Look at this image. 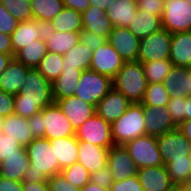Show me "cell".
<instances>
[{"mask_svg":"<svg viewBox=\"0 0 191 191\" xmlns=\"http://www.w3.org/2000/svg\"><path fill=\"white\" fill-rule=\"evenodd\" d=\"M177 128L191 142V119L185 120Z\"/></svg>","mask_w":191,"mask_h":191,"instance_id":"obj_58","label":"cell"},{"mask_svg":"<svg viewBox=\"0 0 191 191\" xmlns=\"http://www.w3.org/2000/svg\"><path fill=\"white\" fill-rule=\"evenodd\" d=\"M43 127L44 138L48 140L75 135L71 122L56 102L43 108Z\"/></svg>","mask_w":191,"mask_h":191,"instance_id":"obj_11","label":"cell"},{"mask_svg":"<svg viewBox=\"0 0 191 191\" xmlns=\"http://www.w3.org/2000/svg\"><path fill=\"white\" fill-rule=\"evenodd\" d=\"M21 145L16 139H13L12 136L8 134H0V161L5 158L16 154V149H19Z\"/></svg>","mask_w":191,"mask_h":191,"instance_id":"obj_44","label":"cell"},{"mask_svg":"<svg viewBox=\"0 0 191 191\" xmlns=\"http://www.w3.org/2000/svg\"><path fill=\"white\" fill-rule=\"evenodd\" d=\"M23 191H49L47 181L41 182H22Z\"/></svg>","mask_w":191,"mask_h":191,"instance_id":"obj_56","label":"cell"},{"mask_svg":"<svg viewBox=\"0 0 191 191\" xmlns=\"http://www.w3.org/2000/svg\"><path fill=\"white\" fill-rule=\"evenodd\" d=\"M51 22L56 32H81L83 30L82 13L70 8L64 7Z\"/></svg>","mask_w":191,"mask_h":191,"instance_id":"obj_32","label":"cell"},{"mask_svg":"<svg viewBox=\"0 0 191 191\" xmlns=\"http://www.w3.org/2000/svg\"><path fill=\"white\" fill-rule=\"evenodd\" d=\"M148 82L141 62H124L113 78V88L122 93L131 103H141Z\"/></svg>","mask_w":191,"mask_h":191,"instance_id":"obj_3","label":"cell"},{"mask_svg":"<svg viewBox=\"0 0 191 191\" xmlns=\"http://www.w3.org/2000/svg\"><path fill=\"white\" fill-rule=\"evenodd\" d=\"M185 101L186 97H170L167 109L176 126L185 121Z\"/></svg>","mask_w":191,"mask_h":191,"instance_id":"obj_42","label":"cell"},{"mask_svg":"<svg viewBox=\"0 0 191 191\" xmlns=\"http://www.w3.org/2000/svg\"><path fill=\"white\" fill-rule=\"evenodd\" d=\"M164 84L171 97L190 96V68L173 66Z\"/></svg>","mask_w":191,"mask_h":191,"instance_id":"obj_25","label":"cell"},{"mask_svg":"<svg viewBox=\"0 0 191 191\" xmlns=\"http://www.w3.org/2000/svg\"><path fill=\"white\" fill-rule=\"evenodd\" d=\"M144 74L149 83H164L166 76L169 74L170 69L173 67L169 59L160 61H149L142 63Z\"/></svg>","mask_w":191,"mask_h":191,"instance_id":"obj_38","label":"cell"},{"mask_svg":"<svg viewBox=\"0 0 191 191\" xmlns=\"http://www.w3.org/2000/svg\"><path fill=\"white\" fill-rule=\"evenodd\" d=\"M90 182L101 187L110 189L112 183L114 182L112 173L108 165L102 167L101 169L90 173Z\"/></svg>","mask_w":191,"mask_h":191,"instance_id":"obj_43","label":"cell"},{"mask_svg":"<svg viewBox=\"0 0 191 191\" xmlns=\"http://www.w3.org/2000/svg\"><path fill=\"white\" fill-rule=\"evenodd\" d=\"M142 106L146 135L158 137L177 128L170 116L167 105L153 107L142 103Z\"/></svg>","mask_w":191,"mask_h":191,"instance_id":"obj_14","label":"cell"},{"mask_svg":"<svg viewBox=\"0 0 191 191\" xmlns=\"http://www.w3.org/2000/svg\"><path fill=\"white\" fill-rule=\"evenodd\" d=\"M138 169L163 165L157 137L144 135L124 144Z\"/></svg>","mask_w":191,"mask_h":191,"instance_id":"obj_6","label":"cell"},{"mask_svg":"<svg viewBox=\"0 0 191 191\" xmlns=\"http://www.w3.org/2000/svg\"><path fill=\"white\" fill-rule=\"evenodd\" d=\"M0 4L19 22L33 20L29 0H0Z\"/></svg>","mask_w":191,"mask_h":191,"instance_id":"obj_40","label":"cell"},{"mask_svg":"<svg viewBox=\"0 0 191 191\" xmlns=\"http://www.w3.org/2000/svg\"><path fill=\"white\" fill-rule=\"evenodd\" d=\"M137 5L139 9L153 16H162L165 0H140Z\"/></svg>","mask_w":191,"mask_h":191,"instance_id":"obj_49","label":"cell"},{"mask_svg":"<svg viewBox=\"0 0 191 191\" xmlns=\"http://www.w3.org/2000/svg\"><path fill=\"white\" fill-rule=\"evenodd\" d=\"M40 39V21L29 20L20 21L17 28L11 34L12 40V55L26 47L30 43H35Z\"/></svg>","mask_w":191,"mask_h":191,"instance_id":"obj_24","label":"cell"},{"mask_svg":"<svg viewBox=\"0 0 191 191\" xmlns=\"http://www.w3.org/2000/svg\"><path fill=\"white\" fill-rule=\"evenodd\" d=\"M178 187L181 189V191H191V183H186Z\"/></svg>","mask_w":191,"mask_h":191,"instance_id":"obj_62","label":"cell"},{"mask_svg":"<svg viewBox=\"0 0 191 191\" xmlns=\"http://www.w3.org/2000/svg\"><path fill=\"white\" fill-rule=\"evenodd\" d=\"M171 95L168 93L164 83H149L141 103L147 106H165L170 100Z\"/></svg>","mask_w":191,"mask_h":191,"instance_id":"obj_39","label":"cell"},{"mask_svg":"<svg viewBox=\"0 0 191 191\" xmlns=\"http://www.w3.org/2000/svg\"><path fill=\"white\" fill-rule=\"evenodd\" d=\"M107 42V39L96 33L82 30L80 32V43L84 44L87 48L92 51L96 50L99 46Z\"/></svg>","mask_w":191,"mask_h":191,"instance_id":"obj_48","label":"cell"},{"mask_svg":"<svg viewBox=\"0 0 191 191\" xmlns=\"http://www.w3.org/2000/svg\"><path fill=\"white\" fill-rule=\"evenodd\" d=\"M29 167L30 163L26 148L21 146L19 149H16V154L2 160L0 176L22 182L24 174Z\"/></svg>","mask_w":191,"mask_h":191,"instance_id":"obj_22","label":"cell"},{"mask_svg":"<svg viewBox=\"0 0 191 191\" xmlns=\"http://www.w3.org/2000/svg\"><path fill=\"white\" fill-rule=\"evenodd\" d=\"M80 191H110V189L101 188L89 181Z\"/></svg>","mask_w":191,"mask_h":191,"instance_id":"obj_60","label":"cell"},{"mask_svg":"<svg viewBox=\"0 0 191 191\" xmlns=\"http://www.w3.org/2000/svg\"><path fill=\"white\" fill-rule=\"evenodd\" d=\"M170 191H181V189L179 188V187H177V186H175L172 190H170Z\"/></svg>","mask_w":191,"mask_h":191,"instance_id":"obj_64","label":"cell"},{"mask_svg":"<svg viewBox=\"0 0 191 191\" xmlns=\"http://www.w3.org/2000/svg\"><path fill=\"white\" fill-rule=\"evenodd\" d=\"M185 120L191 119V96L186 97L185 101Z\"/></svg>","mask_w":191,"mask_h":191,"instance_id":"obj_61","label":"cell"},{"mask_svg":"<svg viewBox=\"0 0 191 191\" xmlns=\"http://www.w3.org/2000/svg\"><path fill=\"white\" fill-rule=\"evenodd\" d=\"M56 33L51 21H40V39L44 42Z\"/></svg>","mask_w":191,"mask_h":191,"instance_id":"obj_54","label":"cell"},{"mask_svg":"<svg viewBox=\"0 0 191 191\" xmlns=\"http://www.w3.org/2000/svg\"><path fill=\"white\" fill-rule=\"evenodd\" d=\"M68 120L71 122L74 130L79 128L87 119L95 113V107L84 100L69 96L55 101Z\"/></svg>","mask_w":191,"mask_h":191,"instance_id":"obj_16","label":"cell"},{"mask_svg":"<svg viewBox=\"0 0 191 191\" xmlns=\"http://www.w3.org/2000/svg\"><path fill=\"white\" fill-rule=\"evenodd\" d=\"M75 135L79 141H87L100 147L109 149L115 145L112 138L111 124L96 112L75 130Z\"/></svg>","mask_w":191,"mask_h":191,"instance_id":"obj_8","label":"cell"},{"mask_svg":"<svg viewBox=\"0 0 191 191\" xmlns=\"http://www.w3.org/2000/svg\"><path fill=\"white\" fill-rule=\"evenodd\" d=\"M172 34L161 29L141 38L139 43L138 62L160 61L169 59Z\"/></svg>","mask_w":191,"mask_h":191,"instance_id":"obj_9","label":"cell"},{"mask_svg":"<svg viewBox=\"0 0 191 191\" xmlns=\"http://www.w3.org/2000/svg\"><path fill=\"white\" fill-rule=\"evenodd\" d=\"M0 191H23L22 182L0 176Z\"/></svg>","mask_w":191,"mask_h":191,"instance_id":"obj_53","label":"cell"},{"mask_svg":"<svg viewBox=\"0 0 191 191\" xmlns=\"http://www.w3.org/2000/svg\"><path fill=\"white\" fill-rule=\"evenodd\" d=\"M53 102L52 83L36 68H30L21 91L14 96V114L30 118Z\"/></svg>","mask_w":191,"mask_h":191,"instance_id":"obj_1","label":"cell"},{"mask_svg":"<svg viewBox=\"0 0 191 191\" xmlns=\"http://www.w3.org/2000/svg\"><path fill=\"white\" fill-rule=\"evenodd\" d=\"M131 1H133L136 4H138L140 0H131Z\"/></svg>","mask_w":191,"mask_h":191,"instance_id":"obj_66","label":"cell"},{"mask_svg":"<svg viewBox=\"0 0 191 191\" xmlns=\"http://www.w3.org/2000/svg\"><path fill=\"white\" fill-rule=\"evenodd\" d=\"M61 174L68 182L79 189H82L90 181V173L78 162L62 169Z\"/></svg>","mask_w":191,"mask_h":191,"instance_id":"obj_41","label":"cell"},{"mask_svg":"<svg viewBox=\"0 0 191 191\" xmlns=\"http://www.w3.org/2000/svg\"><path fill=\"white\" fill-rule=\"evenodd\" d=\"M138 5L131 0H115L106 11L114 27L128 28L137 15Z\"/></svg>","mask_w":191,"mask_h":191,"instance_id":"obj_29","label":"cell"},{"mask_svg":"<svg viewBox=\"0 0 191 191\" xmlns=\"http://www.w3.org/2000/svg\"><path fill=\"white\" fill-rule=\"evenodd\" d=\"M2 133L12 136L22 147H26L34 139L27 118L16 114L4 117Z\"/></svg>","mask_w":191,"mask_h":191,"instance_id":"obj_28","label":"cell"},{"mask_svg":"<svg viewBox=\"0 0 191 191\" xmlns=\"http://www.w3.org/2000/svg\"><path fill=\"white\" fill-rule=\"evenodd\" d=\"M130 104L127 97L113 88L97 104L95 112L112 124L125 113Z\"/></svg>","mask_w":191,"mask_h":191,"instance_id":"obj_17","label":"cell"},{"mask_svg":"<svg viewBox=\"0 0 191 191\" xmlns=\"http://www.w3.org/2000/svg\"><path fill=\"white\" fill-rule=\"evenodd\" d=\"M124 61L108 42L93 51L90 70L114 78Z\"/></svg>","mask_w":191,"mask_h":191,"instance_id":"obj_12","label":"cell"},{"mask_svg":"<svg viewBox=\"0 0 191 191\" xmlns=\"http://www.w3.org/2000/svg\"><path fill=\"white\" fill-rule=\"evenodd\" d=\"M34 20L51 21L64 8L63 0H31Z\"/></svg>","mask_w":191,"mask_h":191,"instance_id":"obj_35","label":"cell"},{"mask_svg":"<svg viewBox=\"0 0 191 191\" xmlns=\"http://www.w3.org/2000/svg\"><path fill=\"white\" fill-rule=\"evenodd\" d=\"M190 96H191V68H190Z\"/></svg>","mask_w":191,"mask_h":191,"instance_id":"obj_65","label":"cell"},{"mask_svg":"<svg viewBox=\"0 0 191 191\" xmlns=\"http://www.w3.org/2000/svg\"><path fill=\"white\" fill-rule=\"evenodd\" d=\"M27 120L29 122L34 138H44L45 127H43V109L39 113L32 115L30 118H27Z\"/></svg>","mask_w":191,"mask_h":191,"instance_id":"obj_51","label":"cell"},{"mask_svg":"<svg viewBox=\"0 0 191 191\" xmlns=\"http://www.w3.org/2000/svg\"><path fill=\"white\" fill-rule=\"evenodd\" d=\"M83 70L62 69L61 74L52 83V97L54 102L69 96H74Z\"/></svg>","mask_w":191,"mask_h":191,"instance_id":"obj_27","label":"cell"},{"mask_svg":"<svg viewBox=\"0 0 191 191\" xmlns=\"http://www.w3.org/2000/svg\"><path fill=\"white\" fill-rule=\"evenodd\" d=\"M111 131L115 145H124L146 135L142 103H131L125 113L111 124Z\"/></svg>","mask_w":191,"mask_h":191,"instance_id":"obj_4","label":"cell"},{"mask_svg":"<svg viewBox=\"0 0 191 191\" xmlns=\"http://www.w3.org/2000/svg\"><path fill=\"white\" fill-rule=\"evenodd\" d=\"M0 53L12 55L11 35L0 32Z\"/></svg>","mask_w":191,"mask_h":191,"instance_id":"obj_55","label":"cell"},{"mask_svg":"<svg viewBox=\"0 0 191 191\" xmlns=\"http://www.w3.org/2000/svg\"><path fill=\"white\" fill-rule=\"evenodd\" d=\"M108 150L87 141H79L77 162L93 173L107 165Z\"/></svg>","mask_w":191,"mask_h":191,"instance_id":"obj_19","label":"cell"},{"mask_svg":"<svg viewBox=\"0 0 191 191\" xmlns=\"http://www.w3.org/2000/svg\"><path fill=\"white\" fill-rule=\"evenodd\" d=\"M165 167L175 186L190 183L191 156H186V159L171 160Z\"/></svg>","mask_w":191,"mask_h":191,"instance_id":"obj_36","label":"cell"},{"mask_svg":"<svg viewBox=\"0 0 191 191\" xmlns=\"http://www.w3.org/2000/svg\"><path fill=\"white\" fill-rule=\"evenodd\" d=\"M63 55L48 51L36 69L51 83L61 74Z\"/></svg>","mask_w":191,"mask_h":191,"instance_id":"obj_37","label":"cell"},{"mask_svg":"<svg viewBox=\"0 0 191 191\" xmlns=\"http://www.w3.org/2000/svg\"><path fill=\"white\" fill-rule=\"evenodd\" d=\"M83 30L96 33L108 39L109 33L114 28L106 15V11L90 6L82 13Z\"/></svg>","mask_w":191,"mask_h":191,"instance_id":"obj_26","label":"cell"},{"mask_svg":"<svg viewBox=\"0 0 191 191\" xmlns=\"http://www.w3.org/2000/svg\"><path fill=\"white\" fill-rule=\"evenodd\" d=\"M162 28L171 34L191 31V4L186 0H165Z\"/></svg>","mask_w":191,"mask_h":191,"instance_id":"obj_7","label":"cell"},{"mask_svg":"<svg viewBox=\"0 0 191 191\" xmlns=\"http://www.w3.org/2000/svg\"><path fill=\"white\" fill-rule=\"evenodd\" d=\"M19 21L9 14L0 4V32L11 35L17 28Z\"/></svg>","mask_w":191,"mask_h":191,"instance_id":"obj_46","label":"cell"},{"mask_svg":"<svg viewBox=\"0 0 191 191\" xmlns=\"http://www.w3.org/2000/svg\"><path fill=\"white\" fill-rule=\"evenodd\" d=\"M157 144L164 166L171 160L186 159V156H191V142L178 128L158 136Z\"/></svg>","mask_w":191,"mask_h":191,"instance_id":"obj_10","label":"cell"},{"mask_svg":"<svg viewBox=\"0 0 191 191\" xmlns=\"http://www.w3.org/2000/svg\"><path fill=\"white\" fill-rule=\"evenodd\" d=\"M162 16H153L138 8L137 15L132 19L128 29L137 38L141 39L162 29Z\"/></svg>","mask_w":191,"mask_h":191,"instance_id":"obj_30","label":"cell"},{"mask_svg":"<svg viewBox=\"0 0 191 191\" xmlns=\"http://www.w3.org/2000/svg\"><path fill=\"white\" fill-rule=\"evenodd\" d=\"M137 177L144 191H170L175 187L164 165L138 169Z\"/></svg>","mask_w":191,"mask_h":191,"instance_id":"obj_18","label":"cell"},{"mask_svg":"<svg viewBox=\"0 0 191 191\" xmlns=\"http://www.w3.org/2000/svg\"><path fill=\"white\" fill-rule=\"evenodd\" d=\"M90 6L97 7L98 9L107 11L115 0H89Z\"/></svg>","mask_w":191,"mask_h":191,"instance_id":"obj_57","label":"cell"},{"mask_svg":"<svg viewBox=\"0 0 191 191\" xmlns=\"http://www.w3.org/2000/svg\"><path fill=\"white\" fill-rule=\"evenodd\" d=\"M107 42L117 50L124 62L138 61L140 39L128 28L114 27Z\"/></svg>","mask_w":191,"mask_h":191,"instance_id":"obj_13","label":"cell"},{"mask_svg":"<svg viewBox=\"0 0 191 191\" xmlns=\"http://www.w3.org/2000/svg\"><path fill=\"white\" fill-rule=\"evenodd\" d=\"M30 167L24 174L22 182L47 181L53 175L60 174L58 160L55 159L54 146L50 140L39 137L34 138L26 147Z\"/></svg>","mask_w":191,"mask_h":191,"instance_id":"obj_2","label":"cell"},{"mask_svg":"<svg viewBox=\"0 0 191 191\" xmlns=\"http://www.w3.org/2000/svg\"><path fill=\"white\" fill-rule=\"evenodd\" d=\"M50 144L54 146L55 159L61 170L77 163L79 140L76 135L50 140Z\"/></svg>","mask_w":191,"mask_h":191,"instance_id":"obj_23","label":"cell"},{"mask_svg":"<svg viewBox=\"0 0 191 191\" xmlns=\"http://www.w3.org/2000/svg\"><path fill=\"white\" fill-rule=\"evenodd\" d=\"M114 181L137 175L138 168L124 145H113L108 150V162Z\"/></svg>","mask_w":191,"mask_h":191,"instance_id":"obj_15","label":"cell"},{"mask_svg":"<svg viewBox=\"0 0 191 191\" xmlns=\"http://www.w3.org/2000/svg\"><path fill=\"white\" fill-rule=\"evenodd\" d=\"M47 183L49 191H80L78 187L68 182L61 173L48 178Z\"/></svg>","mask_w":191,"mask_h":191,"instance_id":"obj_45","label":"cell"},{"mask_svg":"<svg viewBox=\"0 0 191 191\" xmlns=\"http://www.w3.org/2000/svg\"><path fill=\"white\" fill-rule=\"evenodd\" d=\"M169 60L173 66L191 68V31L172 34Z\"/></svg>","mask_w":191,"mask_h":191,"instance_id":"obj_21","label":"cell"},{"mask_svg":"<svg viewBox=\"0 0 191 191\" xmlns=\"http://www.w3.org/2000/svg\"><path fill=\"white\" fill-rule=\"evenodd\" d=\"M13 58H14L13 55H6L3 53H0V76L8 67L9 63L12 61Z\"/></svg>","mask_w":191,"mask_h":191,"instance_id":"obj_59","label":"cell"},{"mask_svg":"<svg viewBox=\"0 0 191 191\" xmlns=\"http://www.w3.org/2000/svg\"><path fill=\"white\" fill-rule=\"evenodd\" d=\"M92 57L93 51L79 42L63 55L62 69L90 70Z\"/></svg>","mask_w":191,"mask_h":191,"instance_id":"obj_31","label":"cell"},{"mask_svg":"<svg viewBox=\"0 0 191 191\" xmlns=\"http://www.w3.org/2000/svg\"><path fill=\"white\" fill-rule=\"evenodd\" d=\"M64 7L83 13L90 7L89 0H63Z\"/></svg>","mask_w":191,"mask_h":191,"instance_id":"obj_52","label":"cell"},{"mask_svg":"<svg viewBox=\"0 0 191 191\" xmlns=\"http://www.w3.org/2000/svg\"><path fill=\"white\" fill-rule=\"evenodd\" d=\"M29 69L30 67L13 58L0 76V90L14 96L18 94L23 87Z\"/></svg>","mask_w":191,"mask_h":191,"instance_id":"obj_20","label":"cell"},{"mask_svg":"<svg viewBox=\"0 0 191 191\" xmlns=\"http://www.w3.org/2000/svg\"><path fill=\"white\" fill-rule=\"evenodd\" d=\"M80 42V32H56L45 41L48 51L64 55Z\"/></svg>","mask_w":191,"mask_h":191,"instance_id":"obj_34","label":"cell"},{"mask_svg":"<svg viewBox=\"0 0 191 191\" xmlns=\"http://www.w3.org/2000/svg\"><path fill=\"white\" fill-rule=\"evenodd\" d=\"M110 191H144L137 175L122 181H114L110 187Z\"/></svg>","mask_w":191,"mask_h":191,"instance_id":"obj_47","label":"cell"},{"mask_svg":"<svg viewBox=\"0 0 191 191\" xmlns=\"http://www.w3.org/2000/svg\"><path fill=\"white\" fill-rule=\"evenodd\" d=\"M14 114V95L0 90V116L6 117Z\"/></svg>","mask_w":191,"mask_h":191,"instance_id":"obj_50","label":"cell"},{"mask_svg":"<svg viewBox=\"0 0 191 191\" xmlns=\"http://www.w3.org/2000/svg\"><path fill=\"white\" fill-rule=\"evenodd\" d=\"M47 53L46 43L38 39L18 51L14 58L27 67L36 68Z\"/></svg>","mask_w":191,"mask_h":191,"instance_id":"obj_33","label":"cell"},{"mask_svg":"<svg viewBox=\"0 0 191 191\" xmlns=\"http://www.w3.org/2000/svg\"><path fill=\"white\" fill-rule=\"evenodd\" d=\"M3 120L4 118L0 116V134L2 133V129H3Z\"/></svg>","mask_w":191,"mask_h":191,"instance_id":"obj_63","label":"cell"},{"mask_svg":"<svg viewBox=\"0 0 191 191\" xmlns=\"http://www.w3.org/2000/svg\"><path fill=\"white\" fill-rule=\"evenodd\" d=\"M111 89H113L112 78L92 70H84L74 96L96 108L97 104Z\"/></svg>","mask_w":191,"mask_h":191,"instance_id":"obj_5","label":"cell"}]
</instances>
